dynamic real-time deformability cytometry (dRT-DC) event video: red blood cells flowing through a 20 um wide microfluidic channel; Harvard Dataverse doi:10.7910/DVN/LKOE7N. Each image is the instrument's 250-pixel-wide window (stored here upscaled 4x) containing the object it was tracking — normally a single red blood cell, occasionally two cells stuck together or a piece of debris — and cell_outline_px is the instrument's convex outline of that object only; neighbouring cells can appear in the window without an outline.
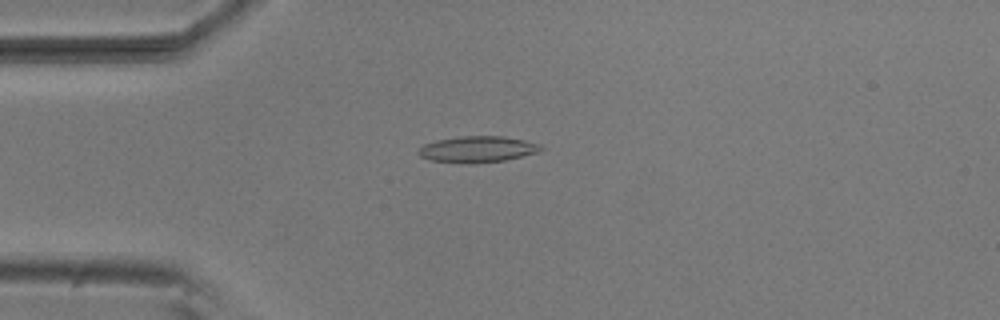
{"species": "common noctule bat (a hibernating species)", "species_latin": "Nyctalus noctula", "temperature_condition": "room temperature", "stored_images_in_passage": 49, "camera_frame_rate_fps": 3000, "um_per_image_px": 0.085, "animal": {"sex": "male", "body_mass_g": 20.5, "forearm_length_mm": 52.5}, "frame": {"image": 1, "passage_image": 9, "time_ms": 2.667, "image_size_px": [1000, 320], "cell_outline_px": [[544, 148], [540, 152], [504, 160], [432, 160], [420, 156], [416, 152], [424, 144], [436, 140], [460, 136], [504, 136], [524, 140], [540, 144]], "centroid_in_image_um": [40.65, 12.62], "position_along_channel_um": 44.4, "area_um2": 17.69}}
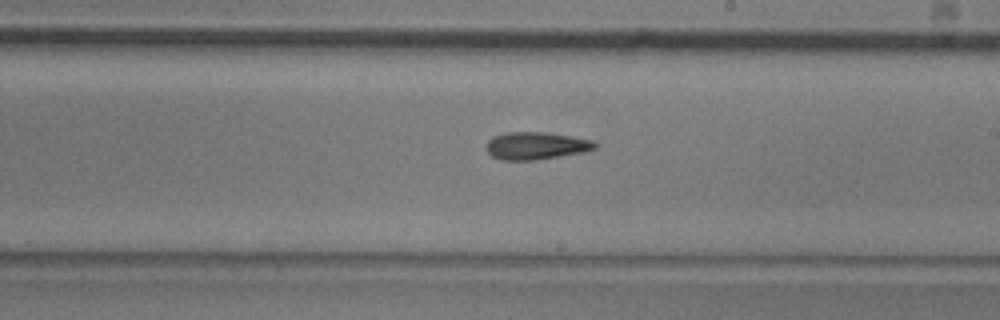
{"frame": {"image": 2, "passage_image": 26, "time_ms": 8.333, "image_size_px": [1000, 320], "cell_outline_px": [[596, 148], [584, 152], [536, 160], [500, 160], [492, 156], [484, 148], [488, 140], [492, 136], [508, 132], [544, 132], [572, 136], [592, 140], [596, 144]], "centroid_in_image_um": [45.52, 12.39], "position_along_channel_um": 243.5, "area_um2": 17.51}}
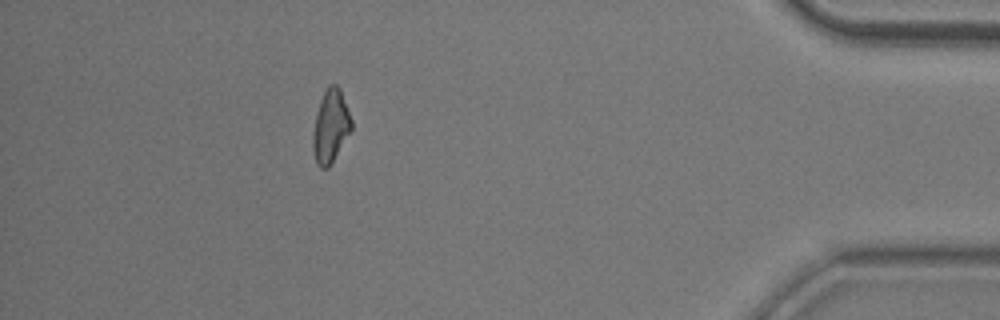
{"frame": {"image": 3, "passage_image": 43, "time_ms": 14.0, "image_size_px": [1000, 320], "cell_outline_px": [[352, 128], [328, 168], [320, 168], [316, 164], [312, 148], [312, 136], [316, 116], [320, 100], [328, 84], [336, 84], [340, 88], [352, 120]], "centroid_in_image_um": [28.09, 10.72], "position_along_channel_um": 407.1, "area_um2": 16.24}}